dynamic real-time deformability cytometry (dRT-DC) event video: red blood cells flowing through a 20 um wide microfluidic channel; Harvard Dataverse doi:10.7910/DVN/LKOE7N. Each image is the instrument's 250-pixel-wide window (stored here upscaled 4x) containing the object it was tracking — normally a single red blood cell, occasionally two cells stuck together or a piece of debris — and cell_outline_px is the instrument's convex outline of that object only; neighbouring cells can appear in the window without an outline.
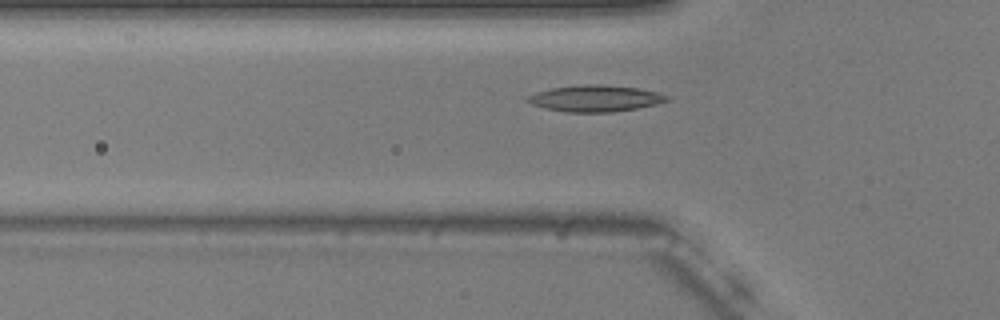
{"species": "common noctule bat (a hibernating species)", "species_latin": "Nyctalus noctula", "temperature_condition": "warm", "stored_images_in_passage": 40, "camera_frame_rate_fps": 3000, "um_per_image_px": 0.085, "animal": {"sex": "male", "body_mass_g": 20.5, "forearm_length_mm": 52.5}, "frame": {"image": 1, "passage_image": 9, "time_ms": 2.667, "image_size_px": [1000, 320], "cell_outline_px": [[672, 100], [656, 104], [636, 108], [612, 112], [564, 112], [544, 108], [532, 104], [524, 100], [528, 96], [536, 92], [552, 88], [584, 84], [600, 84], [636, 88], [656, 92], [672, 96]], "centroid_in_image_um": [50.61, 8.37], "position_along_channel_um": 75.2, "area_um2": 21.5}}
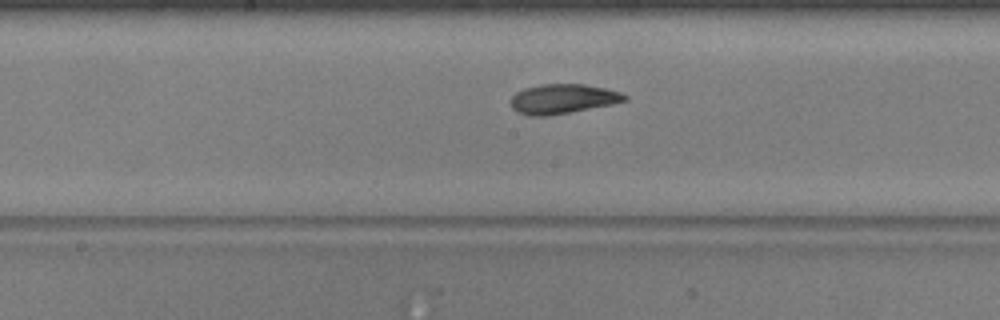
{"frame": {"image": 2, "passage_image": 19, "time_ms": 6.0, "image_size_px": [1000, 320], "cell_outline_px": [[628, 100], [612, 104], [548, 116], [528, 116], [516, 112], [512, 108], [512, 96], [516, 92], [524, 88], [544, 84], [584, 84], [604, 88], [620, 92], [628, 96]], "centroid_in_image_um": [47.82, 8.41], "position_along_channel_um": 200.4, "area_um2": 19.59}}
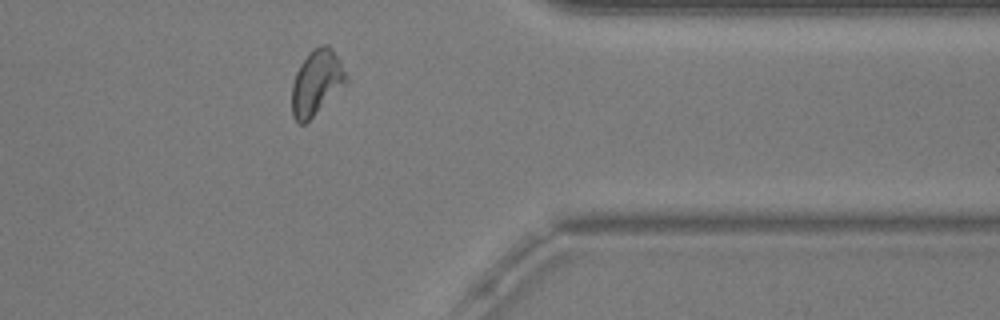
{"frame": {"image": 3, "passage_image": 35, "time_ms": 11.333, "image_size_px": [1000, 320], "cell_outline_px": [[348, 84], [304, 124], [300, 124], [292, 116], [292, 84], [296, 72], [300, 64], [308, 52], [312, 48], [320, 44], [328, 44], [332, 48], [340, 60], [348, 80]], "centroid_in_image_um": [26.92, 6.99], "position_along_channel_um": 384.5, "area_um2": 20.87}, "authors_computed_cell_mechanics": {"area_um2": 19.9699, "velocity_mm_per_s": 3.7229, "shape_relaxation_time_tau1_ms": 4.5031, "shape_relaxation_time_tau2_ms": 2.89, "deformation_change_tau1": 0.1408, "deformation_change_tau2": 0.0871}}